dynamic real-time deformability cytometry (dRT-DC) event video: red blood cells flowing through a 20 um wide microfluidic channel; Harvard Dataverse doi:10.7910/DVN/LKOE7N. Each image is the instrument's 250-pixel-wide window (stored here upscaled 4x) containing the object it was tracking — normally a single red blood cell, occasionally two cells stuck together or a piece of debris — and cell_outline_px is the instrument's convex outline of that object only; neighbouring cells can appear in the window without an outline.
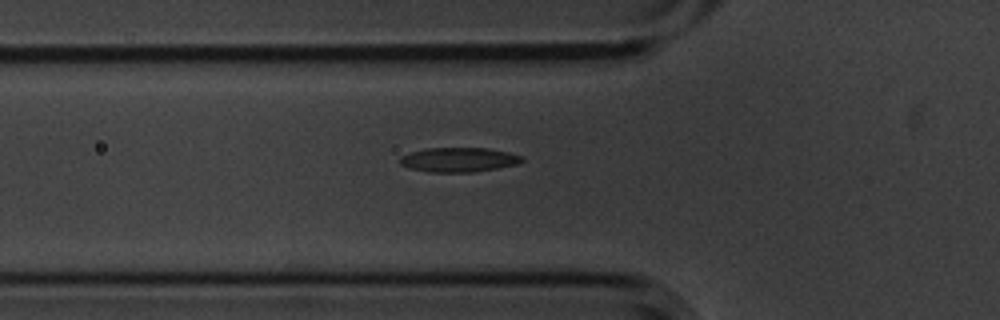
{"species": "common noctule bat (a hibernating species)", "species_latin": "Nyctalus noctula", "temperature_condition": "cold", "stored_images_in_passage": 4, "camera_frame_rate_fps": 3000, "um_per_image_px": 0.085, "animal": {"sex": "male", "body_mass_g": 20.1, "forearm_length_mm": 53.5}, "frame": {"image": 1, "passage_image": 4, "time_ms": 1.0, "image_size_px": [1000, 320], "cell_outline_px": [[524, 160], [516, 164], [496, 168], [472, 172], [428, 172], [408, 168], [400, 164], [400, 156], [424, 148], [488, 148], [508, 152], [524, 156]], "centroid_in_image_um": [38.98, 13.57], "position_along_channel_um": 86.8, "area_um2": 17.4}}